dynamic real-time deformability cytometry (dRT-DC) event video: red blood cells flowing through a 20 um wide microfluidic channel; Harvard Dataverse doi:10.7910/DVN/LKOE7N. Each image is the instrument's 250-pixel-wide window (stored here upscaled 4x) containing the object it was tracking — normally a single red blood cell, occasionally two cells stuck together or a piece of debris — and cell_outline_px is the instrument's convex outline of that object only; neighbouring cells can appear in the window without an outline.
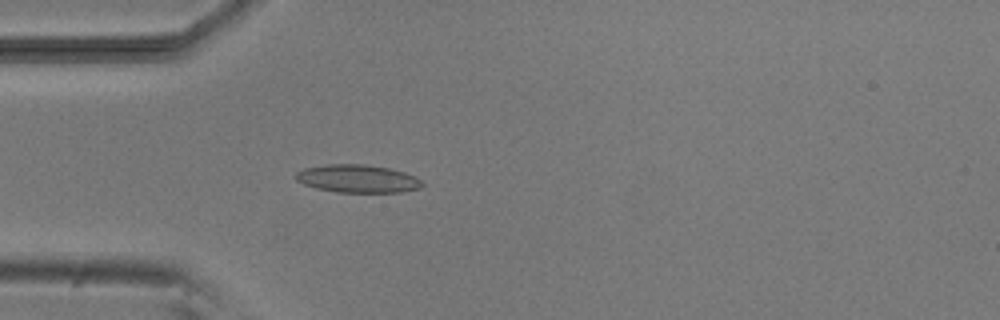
{"species": "common noctule bat (a hibernating species)", "species_latin": "Nyctalus noctula", "temperature_condition": "room temperature", "stored_images_in_passage": 4, "camera_frame_rate_fps": 3000, "um_per_image_px": 0.085, "animal": {"sex": "male", "body_mass_g": 20.5, "forearm_length_mm": 52.5}, "frame": {"image": 1, "passage_image": 4, "time_ms": 3.333, "image_size_px": [1000, 320], "cell_outline_px": [[424, 184], [420, 188], [400, 192], [336, 192], [316, 188], [304, 184], [296, 180], [292, 176], [296, 172], [304, 168], [324, 164], [364, 164], [388, 168], [404, 172], [420, 180]], "centroid_in_image_um": [30.33, 15.18], "position_along_channel_um": 54.7, "area_um2": 20.58}}